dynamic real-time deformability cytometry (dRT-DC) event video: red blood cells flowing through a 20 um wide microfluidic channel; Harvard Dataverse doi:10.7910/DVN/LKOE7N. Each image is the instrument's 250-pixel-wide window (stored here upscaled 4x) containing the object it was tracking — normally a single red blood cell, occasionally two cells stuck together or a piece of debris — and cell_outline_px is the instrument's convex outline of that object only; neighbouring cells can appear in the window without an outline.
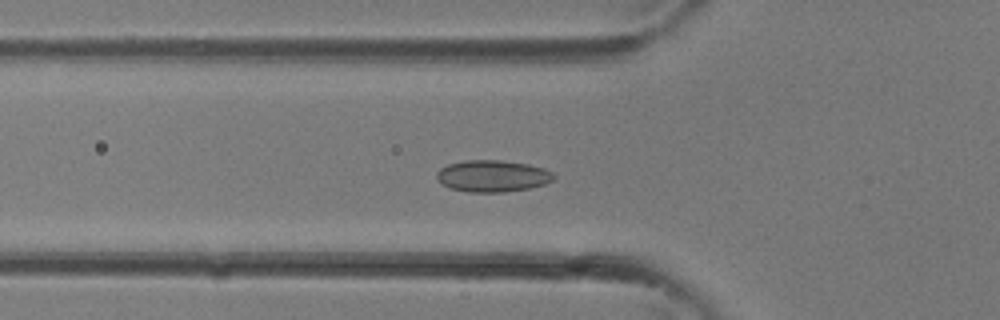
{"species": "common noctule bat (a hibernating species)", "species_latin": "Nyctalus noctula", "temperature_condition": "room temperature", "stored_images_in_passage": 33, "camera_frame_rate_fps": 3000, "um_per_image_px": 0.085, "animal": {"sex": "female"}, "frame": {"image": 1, "passage_image": 11, "time_ms": 3.333, "image_size_px": [1000, 320], "cell_outline_px": [[556, 176], [552, 180], [544, 184], [528, 188], [504, 192], [468, 192], [448, 188], [440, 184], [436, 176], [436, 172], [440, 168], [448, 164], [464, 160], [500, 160], [528, 164], [544, 168], [552, 172]], "centroid_in_image_um": [41.82, 14.96], "position_along_channel_um": 84.0, "area_um2": 21.79}}
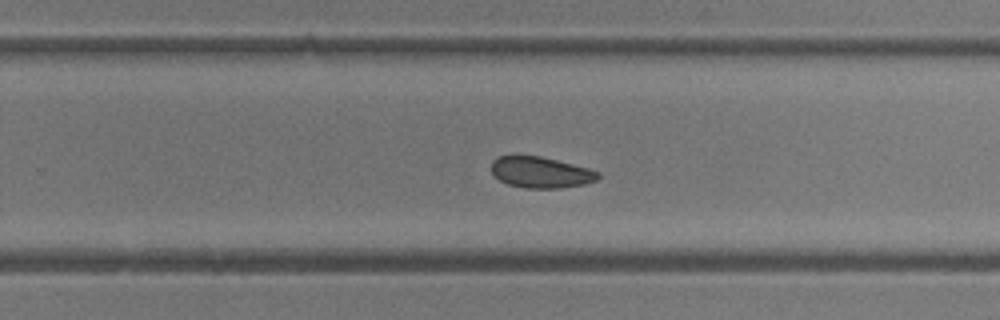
{"frame": {"image": 2, "passage_image": 21, "time_ms": 6.667, "image_size_px": [1000, 320], "cell_outline_px": [[600, 176], [596, 180], [584, 184], [560, 188], [524, 188], [508, 184], [500, 180], [492, 172], [492, 160], [496, 156], [540, 156], [588, 168], [600, 172]], "centroid_in_image_um": [45.96, 14.65], "position_along_channel_um": 283.8, "area_um2": 19.19}}
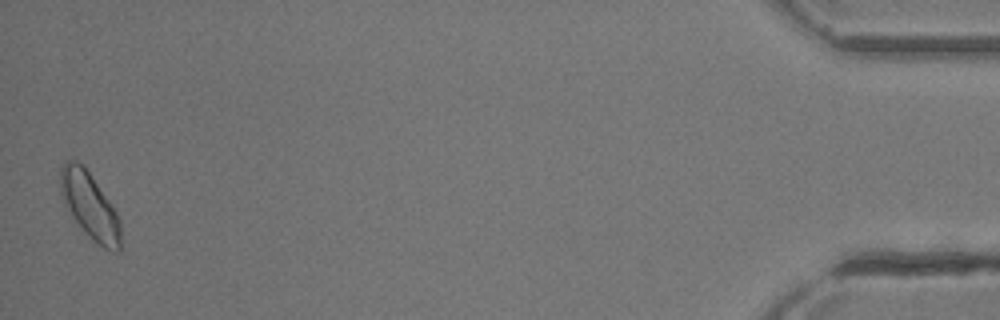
{"frame": {"image": 3, "passage_image": 33, "time_ms": 10.667, "image_size_px": [1000, 320], "cell_outline_px": [[120, 252], [112, 252], [104, 248], [92, 240], [84, 232], [72, 216], [64, 204], [60, 196], [60, 168], [64, 160], [76, 160], [88, 172], [108, 200], [116, 212], [120, 220]], "centroid_in_image_um": [7.6, 17.51], "position_along_channel_um": 427.6, "area_um2": 23.12}}